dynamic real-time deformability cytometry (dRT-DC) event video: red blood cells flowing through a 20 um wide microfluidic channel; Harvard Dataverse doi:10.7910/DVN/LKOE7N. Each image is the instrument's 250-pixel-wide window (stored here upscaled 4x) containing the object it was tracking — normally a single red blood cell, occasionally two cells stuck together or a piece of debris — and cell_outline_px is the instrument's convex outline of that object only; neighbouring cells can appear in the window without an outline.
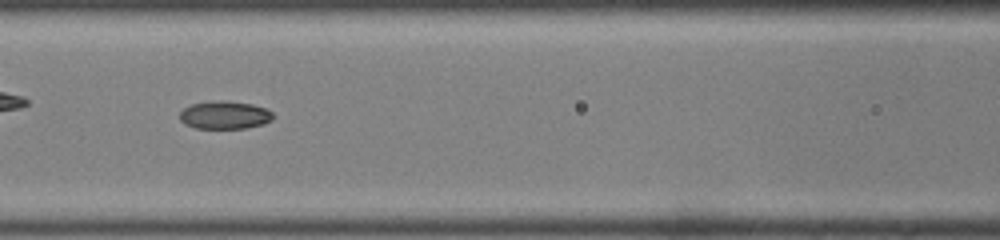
{"species": "common noctule bat (a hibernating species)", "species_latin": "Nyctalus noctula", "temperature_condition": "room temperature", "stored_images_in_passage": 49, "camera_frame_rate_fps": 3000, "um_per_image_px": 0.085, "animal": {"sex": "male", "body_mass_g": 19.0, "forearm_length_mm": 50.8}, "frame": {"image": 1, "passage_image": 22, "time_ms": 7.0, "image_size_px": [1000, 240], "cell_outline_px": [[276, 116], [272, 120], [264, 124], [244, 128], [196, 128], [184, 124], [180, 120], [180, 112], [184, 108], [192, 104], [224, 100], [252, 104], [264, 108], [272, 112]], "centroid_in_image_um": [19.12, 9.78], "position_along_channel_um": 147.5, "area_um2": 15.14}}
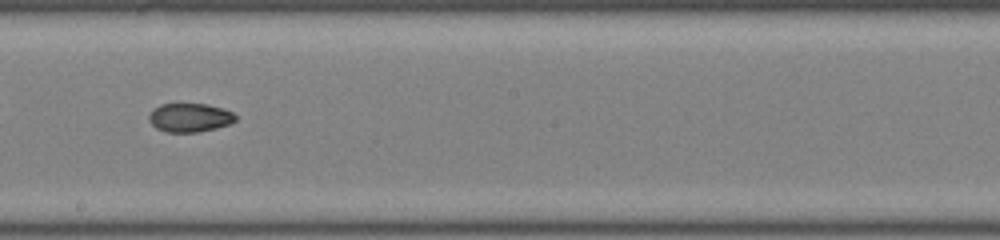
{"frame": {"image": 2, "passage_image": 28, "time_ms": 9.0, "image_size_px": [1000, 240], "cell_outline_px": [[236, 120], [228, 124], [216, 128], [196, 132], [164, 132], [156, 128], [148, 120], [148, 116], [152, 108], [160, 104], [208, 104], [224, 108], [232, 112], [236, 116]], "centroid_in_image_um": [16.1, 9.99], "position_along_channel_um": 232.1, "area_um2": 14.62}, "authors_computed_cell_mechanics": {"area_um2": 15.7794, "velocity_mm_per_s": 4.2446, "shape_relaxation_time_tau1_ms": null, "shape_relaxation_time_tau2_ms": 3.8381, "deformation_change_tau1": null, "deformation_change_tau2": 0.0764}}